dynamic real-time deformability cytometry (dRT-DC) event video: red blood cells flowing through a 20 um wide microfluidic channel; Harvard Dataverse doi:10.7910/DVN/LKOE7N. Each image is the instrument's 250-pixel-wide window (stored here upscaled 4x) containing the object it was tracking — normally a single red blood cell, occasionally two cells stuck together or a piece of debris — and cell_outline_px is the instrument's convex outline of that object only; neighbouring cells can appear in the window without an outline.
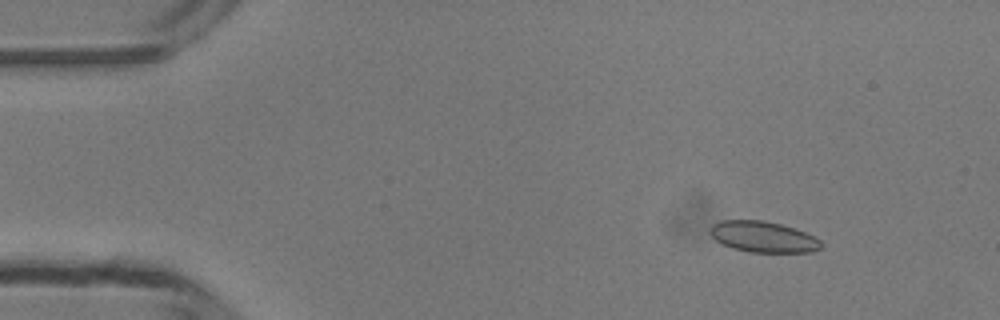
{"species": "common noctule bat (a hibernating species)", "species_latin": "Nyctalus noctula", "temperature_condition": "room temperature", "stored_images_in_passage": 49, "camera_frame_rate_fps": 3000, "um_per_image_px": 0.085, "animal": {"sex": "male", "body_mass_g": 13.3}, "frame": {"image": 1, "passage_image": 6, "time_ms": 1.667, "image_size_px": [1000, 320], "cell_outline_px": [[824, 244], [820, 248], [812, 252], [752, 252], [732, 248], [716, 240], [708, 232], [708, 228], [712, 224], [720, 220], [764, 220], [796, 228], [820, 240]], "centroid_in_image_um": [64.85, 20.12], "position_along_channel_um": 20.1, "area_um2": 20.11}}
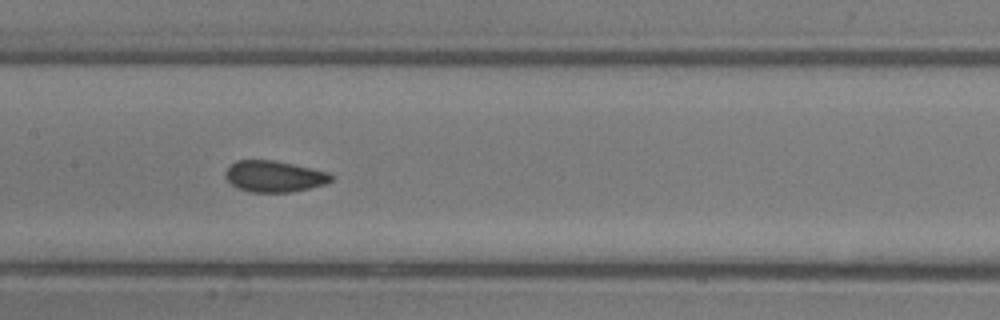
{"frame": {"image": 2, "passage_image": 24, "time_ms": 7.667, "image_size_px": [1000, 320], "cell_outline_px": [[332, 180], [328, 184], [288, 192], [252, 192], [236, 188], [224, 176], [224, 172], [236, 160], [272, 160], [312, 168], [328, 172], [332, 176]], "centroid_in_image_um": [23.3, 14.99], "position_along_channel_um": 184.1, "area_um2": 19.19}}
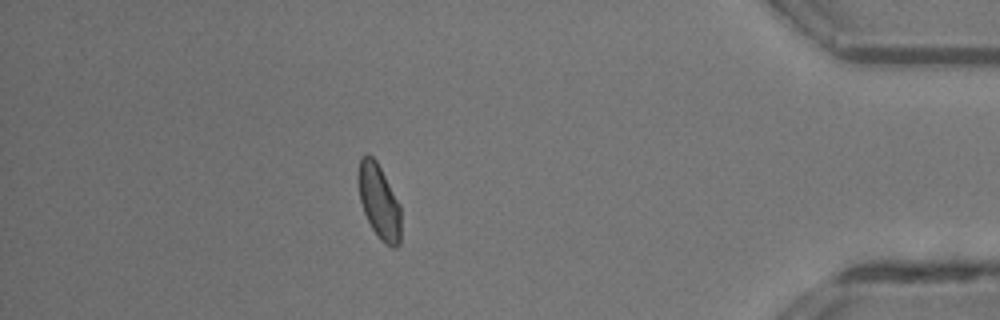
{"frame": {"image": 3, "passage_image": 43, "time_ms": 14.0, "image_size_px": [1000, 320], "cell_outline_px": [[400, 244], [396, 248], [392, 248], [384, 244], [380, 240], [372, 228], [364, 212], [360, 200], [360, 160], [368, 152], [376, 160], [400, 204]], "centroid_in_image_um": [32.26, 17.2], "position_along_channel_um": 402.9, "area_um2": 18.09}, "authors_computed_cell_mechanics": {"area_um2": 19.3052, "velocity_mm_per_s": 4.1931, "shape_relaxation_time_tau1_ms": 4.1136, "shape_relaxation_time_tau2_ms": 0.8524, "deformation_change_tau1": 0.0949, "deformation_change_tau2": 0.0398}}